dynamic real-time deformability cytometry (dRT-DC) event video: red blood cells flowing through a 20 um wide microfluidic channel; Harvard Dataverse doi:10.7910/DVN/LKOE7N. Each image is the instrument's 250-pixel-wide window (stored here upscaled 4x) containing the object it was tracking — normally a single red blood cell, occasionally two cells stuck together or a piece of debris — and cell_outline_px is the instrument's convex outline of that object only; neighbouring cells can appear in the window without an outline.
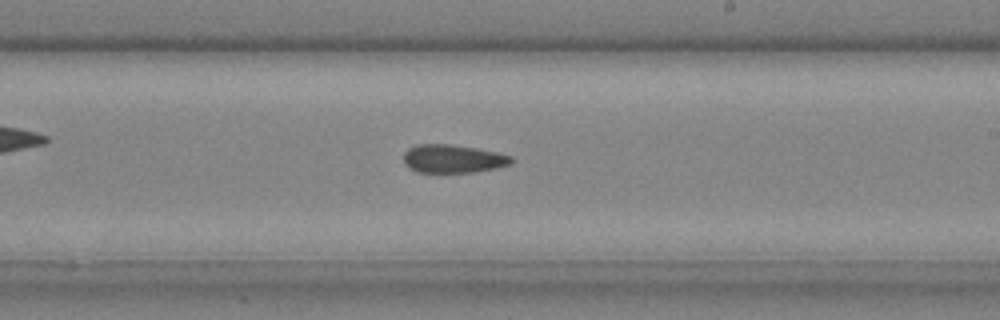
{"species": "common noctule bat (a hibernating species)", "species_latin": "Nyctalus noctula", "temperature_condition": "cold", "stored_images_in_passage": 25, "camera_frame_rate_fps": 3000, "um_per_image_px": 0.085, "animal": {"sex": "male", "body_mass_g": 20.4}, "frame": {"image": 1, "passage_image": 15, "time_ms": 4.667, "image_size_px": [1000, 320], "cell_outline_px": [[512, 164], [496, 168], [472, 172], [416, 172], [408, 168], [404, 164], [404, 152], [408, 148], [416, 144], [448, 144], [476, 148], [496, 152], [512, 156]], "centroid_in_image_um": [38.47, 13.49], "position_along_channel_um": 250.5, "area_um2": 17.8}}